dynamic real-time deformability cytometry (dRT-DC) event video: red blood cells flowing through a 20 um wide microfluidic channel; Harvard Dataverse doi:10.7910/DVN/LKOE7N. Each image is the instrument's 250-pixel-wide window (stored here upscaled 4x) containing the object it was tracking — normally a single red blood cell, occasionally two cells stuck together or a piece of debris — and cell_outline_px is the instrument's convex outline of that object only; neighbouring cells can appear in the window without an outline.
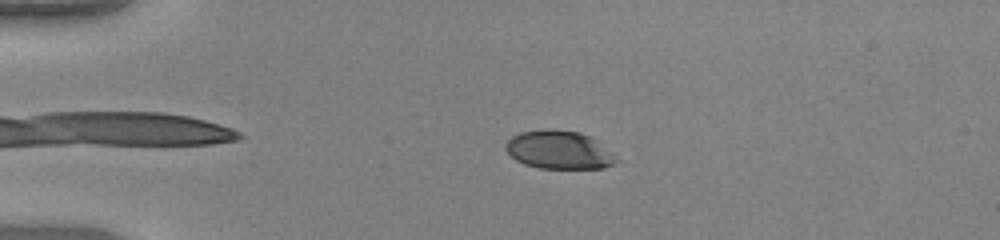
{"species": "human", "species_latin": "Homo sapiens", "temperature_condition": "warm", "stored_images_in_passage": 50, "camera_frame_rate_fps": 3000, "um_per_image_px": 0.085, "donor": {"sex": "female"}, "frame": {"image": 1, "passage_image": 12, "time_ms": 3.667, "image_size_px": [1000, 240], "cell_outline_px": [[616, 160], [612, 164], [604, 168], [540, 168], [524, 164], [516, 160], [504, 148], [504, 144], [512, 136], [520, 132], [548, 128], [580, 132], [592, 136], [612, 152]], "centroid_in_image_um": [47.49, 12.72], "position_along_channel_um": 37.5, "area_um2": 24.74}}
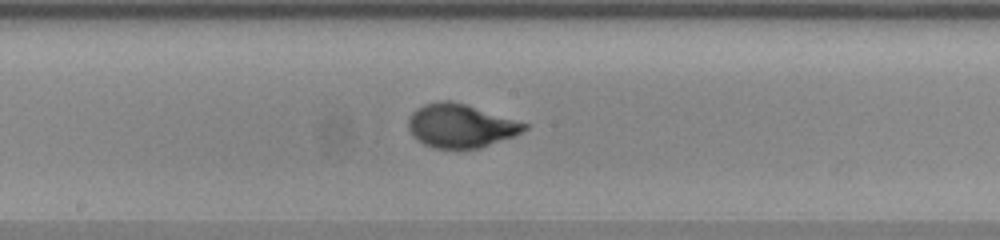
{"frame": {"image": 2, "passage_image": 28, "time_ms": 9.0, "image_size_px": [1000, 240], "cell_outline_px": [[528, 128], [512, 136], [480, 148], [432, 148], [416, 140], [412, 136], [408, 128], [408, 116], [416, 108], [424, 104], [440, 100], [452, 100], [528, 124]], "centroid_in_image_um": [39.07, 10.69], "position_along_channel_um": 209.1, "area_um2": 29.3}}
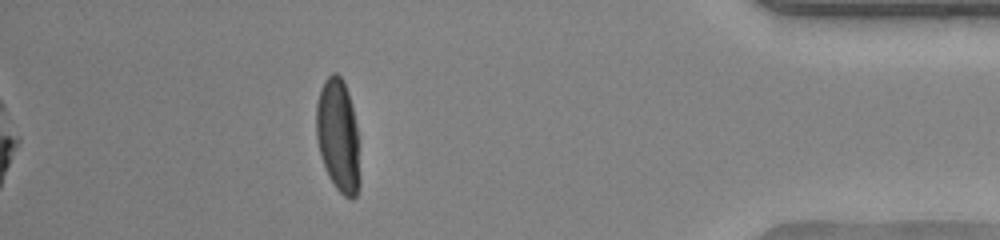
{"frame": {"image": 3, "passage_image": 45, "time_ms": 14.667, "image_size_px": [1000, 240], "cell_outline_px": [[360, 184], [356, 196], [352, 200], [348, 200], [336, 188], [328, 176], [320, 156], [316, 136], [316, 104], [320, 88], [324, 80], [332, 72], [336, 72], [344, 80], [348, 92], [356, 124], [360, 180]], "centroid_in_image_um": [28.73, 11.54], "position_along_channel_um": 406.5, "area_um2": 28.96}, "authors_computed_cell_mechanics": {"area_um2": 28.2353, "velocity_mm_per_s": 4.1845, "shape_relaxation_time_tau1_ms": 2.8844, "shape_relaxation_time_tau2_ms": null, "deformation_change_tau1": 0.1982, "deformation_change_tau2": null}}